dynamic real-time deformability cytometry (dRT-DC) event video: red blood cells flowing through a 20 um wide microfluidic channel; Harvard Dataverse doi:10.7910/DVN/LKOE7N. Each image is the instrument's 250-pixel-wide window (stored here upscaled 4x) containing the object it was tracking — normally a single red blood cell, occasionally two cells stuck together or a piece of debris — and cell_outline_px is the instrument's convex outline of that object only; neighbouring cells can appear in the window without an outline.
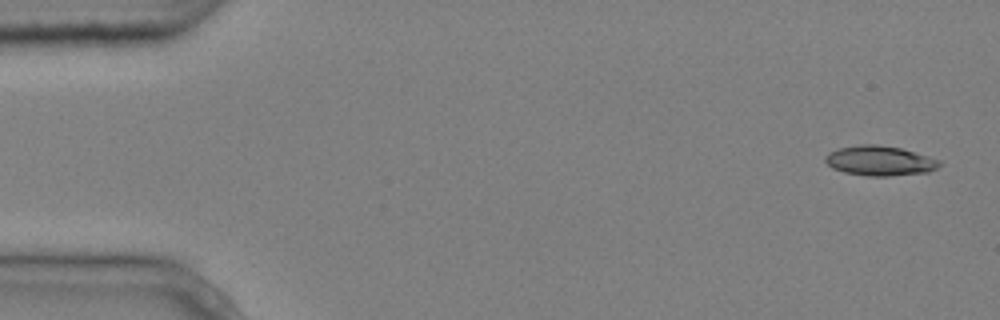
{"species": "common noctule bat (a hibernating species)", "species_latin": "Nyctalus noctula", "temperature_condition": "cold", "stored_images_in_passage": 4, "camera_frame_rate_fps": 3000, "um_per_image_px": 0.085, "animal": {"sex": "male", "body_mass_g": 20.4}, "frame": {"image": 1, "passage_image": 1, "time_ms": 0.0, "image_size_px": [1000, 320], "cell_outline_px": [[940, 164], [936, 168], [928, 172], [888, 176], [868, 176], [844, 172], [832, 168], [824, 160], [824, 156], [828, 152], [840, 148], [860, 144], [876, 144], [900, 148], [928, 156], [940, 160]], "centroid_in_image_um": [74.75, 13.66], "position_along_channel_um": 10.3, "area_um2": 19.77}}
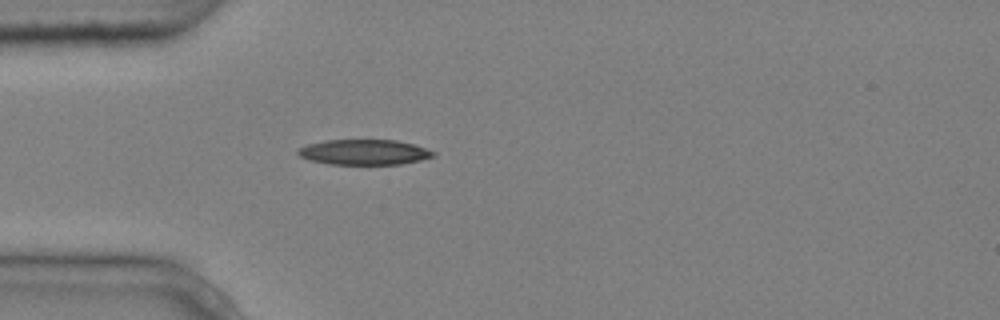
{"frame": {"image": 2, "passage_image": 4, "time_ms": 1.0, "image_size_px": [1000, 320], "cell_outline_px": [[436, 156], [420, 160], [400, 164], [328, 164], [312, 160], [300, 156], [296, 152], [296, 148], [308, 144], [324, 140], [396, 140], [412, 144], [436, 152]], "centroid_in_image_um": [30.93, 12.93], "position_along_channel_um": 54.1, "area_um2": 19.88}}